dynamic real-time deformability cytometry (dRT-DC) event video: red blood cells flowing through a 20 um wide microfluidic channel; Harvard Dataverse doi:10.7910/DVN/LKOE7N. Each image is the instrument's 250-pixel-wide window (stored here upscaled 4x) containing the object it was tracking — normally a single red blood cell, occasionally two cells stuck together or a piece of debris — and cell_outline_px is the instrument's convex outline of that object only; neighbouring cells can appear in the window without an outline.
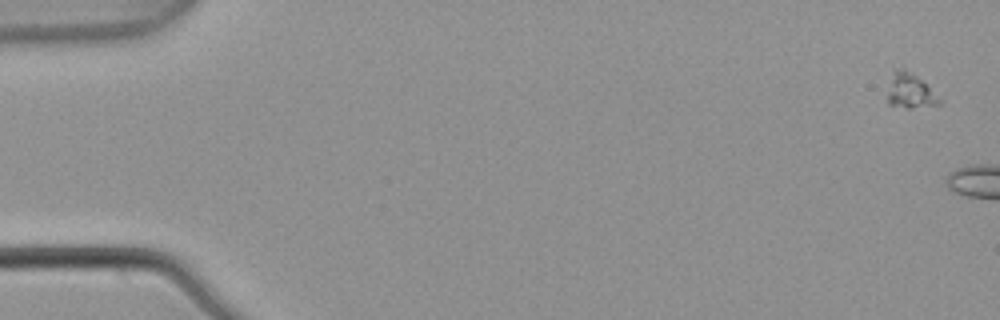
{"species": "common noctule bat (a hibernating species)", "species_latin": "Nyctalus noctula", "temperature_condition": "warm", "stored_images_in_passage": 3, "camera_frame_rate_fps": 3000, "um_per_image_px": 0.085, "animal": {"sex": "male", "body_mass_g": 21.5, "forearm_length_mm": 52.0}, "frame": {"image": 1, "passage_image": 1, "time_ms": 0.0, "image_size_px": [1000, 320], "cell_outline_px": [[944, 104], [912, 108], [908, 108], [888, 104], [888, 92], [896, 68], [904, 68], [916, 76], [944, 100]], "centroid_in_image_um": [77.44, 7.78], "position_along_channel_um": 7.6, "area_um2": 10.35}}